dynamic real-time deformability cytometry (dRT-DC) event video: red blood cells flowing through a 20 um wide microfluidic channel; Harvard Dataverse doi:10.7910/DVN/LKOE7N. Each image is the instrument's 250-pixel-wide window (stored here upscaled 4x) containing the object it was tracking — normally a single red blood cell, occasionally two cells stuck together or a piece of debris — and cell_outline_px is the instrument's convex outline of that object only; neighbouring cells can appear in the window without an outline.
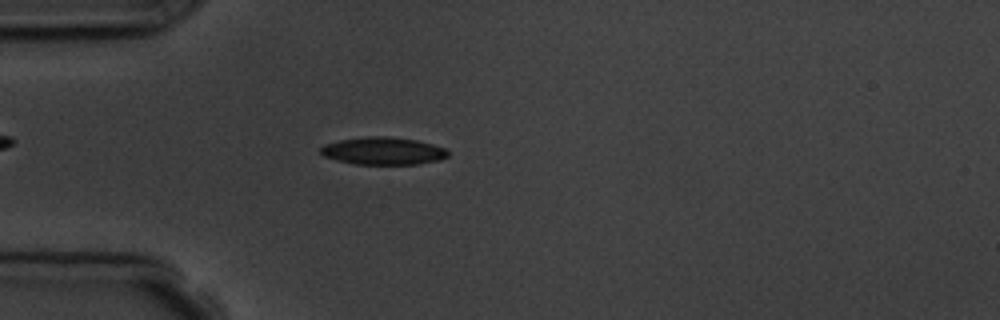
{"species": "common noctule bat (a hibernating species)", "species_latin": "Nyctalus noctula", "temperature_condition": "room temperature", "stored_images_in_passage": 4, "camera_frame_rate_fps": 3000, "um_per_image_px": 0.085, "animal": {"sex": "male", "body_mass_g": 19.5, "forearm_length_mm": 54.6}, "frame": {"image": 1, "passage_image": 4, "time_ms": 3.333, "image_size_px": [1000, 320], "cell_outline_px": [[448, 156], [436, 160], [416, 164], [356, 164], [336, 160], [324, 156], [320, 152], [320, 148], [324, 144], [340, 140], [368, 136], [392, 136], [416, 140], [432, 144], [444, 148], [448, 152]], "centroid_in_image_um": [32.53, 12.82], "position_along_channel_um": 52.5, "area_um2": 20.29}}